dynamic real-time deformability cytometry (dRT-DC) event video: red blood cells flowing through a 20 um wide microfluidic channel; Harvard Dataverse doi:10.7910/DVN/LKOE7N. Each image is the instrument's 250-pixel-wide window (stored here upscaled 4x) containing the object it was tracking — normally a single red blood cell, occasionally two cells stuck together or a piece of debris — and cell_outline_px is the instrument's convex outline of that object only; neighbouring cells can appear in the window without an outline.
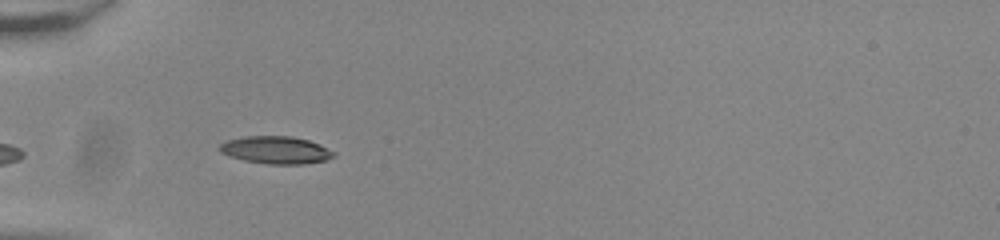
{"species": "common noctule bat (a hibernating species)", "species_latin": "Nyctalus noctula", "temperature_condition": "room temperature", "stored_images_in_passage": 8, "camera_frame_rate_fps": 3000, "um_per_image_px": 0.085, "animal": {"sex": "male", "body_mass_g": 20.0, "forearm_length_mm": 53.3}, "frame": {"image": 1, "passage_image": 3, "time_ms": 0.667, "image_size_px": [1000, 240], "cell_outline_px": [[336, 156], [324, 160], [304, 164], [268, 164], [244, 160], [228, 156], [220, 152], [216, 148], [220, 144], [228, 140], [244, 136], [292, 136], [308, 140], [320, 144], [336, 152]], "centroid_in_image_um": [23.44, 12.75], "position_along_channel_um": 61.6, "area_um2": 18.44}}